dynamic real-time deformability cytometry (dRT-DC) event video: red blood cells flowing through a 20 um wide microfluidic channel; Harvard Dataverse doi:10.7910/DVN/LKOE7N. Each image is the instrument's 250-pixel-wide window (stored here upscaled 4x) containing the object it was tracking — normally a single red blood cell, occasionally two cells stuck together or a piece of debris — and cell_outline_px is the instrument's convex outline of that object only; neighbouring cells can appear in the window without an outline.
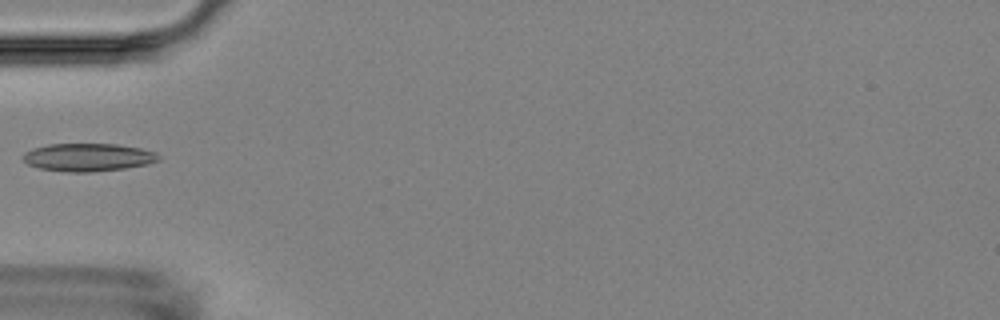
{"species": "Egyptian fruit bat (a non-hibernating species)", "species_latin": "Rousettus aegyptiacus", "temperature_condition": "room temperature", "stored_images_in_passage": 1, "camera_frame_rate_fps": 3000, "um_per_image_px": 0.085, "animal": {"sex": "female"}, "frame": {"image": 1, "passage_image": 1, "time_ms": 0.0, "image_size_px": [1000, 320], "cell_outline_px": [[160, 160], [148, 164], [124, 168], [92, 172], [68, 172], [40, 168], [28, 164], [20, 156], [24, 152], [32, 148], [48, 144], [116, 144], [140, 148], [156, 152], [160, 156]], "centroid_in_image_um": [7.48, 13.36], "position_along_channel_um": 77.5, "area_um2": 22.14}}